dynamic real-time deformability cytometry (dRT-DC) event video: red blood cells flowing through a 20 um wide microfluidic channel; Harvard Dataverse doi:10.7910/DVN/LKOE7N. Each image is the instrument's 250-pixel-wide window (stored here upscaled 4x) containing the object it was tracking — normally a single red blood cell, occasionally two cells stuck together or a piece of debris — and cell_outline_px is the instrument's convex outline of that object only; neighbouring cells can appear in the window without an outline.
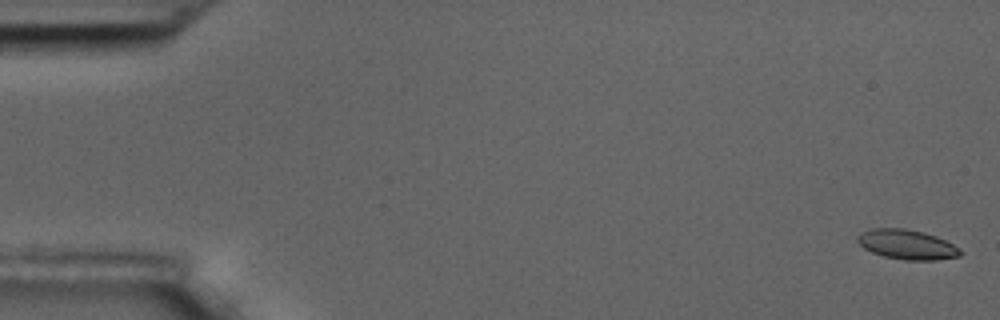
{"species": "common noctule bat (a hibernating species)", "species_latin": "Nyctalus noctula", "temperature_condition": "room temperature", "stored_images_in_passage": 5, "camera_frame_rate_fps": 3000, "um_per_image_px": 0.085, "animal": {"sex": "male", "body_mass_g": 17.5, "forearm_length_mm": 52.3}, "frame": {"image": 1, "passage_image": 1, "time_ms": 0.0, "image_size_px": [1000, 320], "cell_outline_px": [[964, 252], [960, 256], [936, 260], [904, 260], [884, 256], [872, 252], [864, 248], [856, 240], [856, 236], [860, 232], [872, 228], [904, 228], [924, 232], [936, 236], [960, 248]], "centroid_in_image_um": [77.09, 20.78], "position_along_channel_um": 7.9, "area_um2": 17.92}}